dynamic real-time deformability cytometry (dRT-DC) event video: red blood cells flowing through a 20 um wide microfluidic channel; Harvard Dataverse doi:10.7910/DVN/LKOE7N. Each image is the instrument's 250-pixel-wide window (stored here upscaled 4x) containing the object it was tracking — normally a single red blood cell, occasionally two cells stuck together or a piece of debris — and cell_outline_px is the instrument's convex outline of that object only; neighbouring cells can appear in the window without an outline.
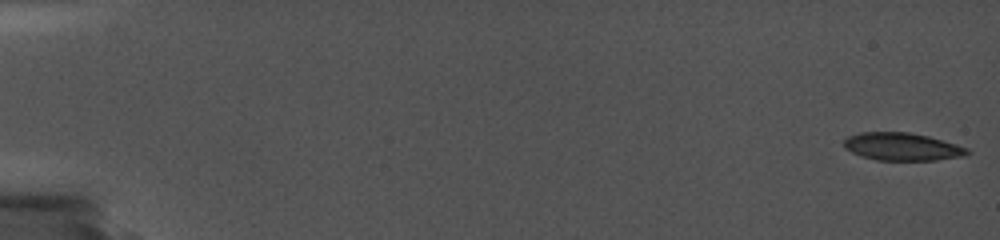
{"species": "common noctule bat (a hibernating species)", "species_latin": "Nyctalus noctula", "temperature_condition": "cold", "stored_images_in_passage": 24, "camera_frame_rate_fps": 5000, "um_per_image_px": 0.085, "animal": {"sex": "female", "body_mass_g": 19.0, "forearm_length_mm": 56.7}, "frame": {"image": 1, "passage_image": 1, "time_ms": 0.0, "image_size_px": [1000, 240], "cell_outline_px": [[972, 152], [964, 156], [936, 160], [876, 160], [860, 156], [844, 148], [844, 140], [848, 136], [860, 132], [908, 132], [928, 136], [956, 144], [968, 148]], "centroid_in_image_um": [76.68, 12.47], "position_along_channel_um": 8.3, "area_um2": 20.0}}
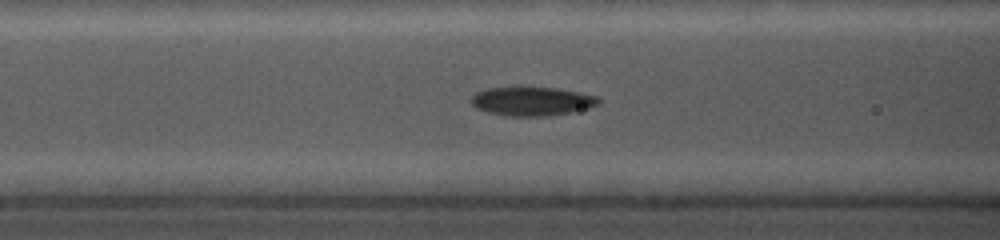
{"frame": {"image": 2, "passage_image": 16, "time_ms": 8.0, "image_size_px": [1000, 240], "cell_outline_px": [[600, 104], [568, 112], [548, 116], [508, 116], [488, 112], [476, 108], [472, 104], [472, 96], [476, 92], [488, 88], [520, 84], [556, 88], [580, 92], [596, 96], [600, 100]], "centroid_in_image_um": [45.16, 8.55], "position_along_channel_um": 121.4, "area_um2": 21.96}}
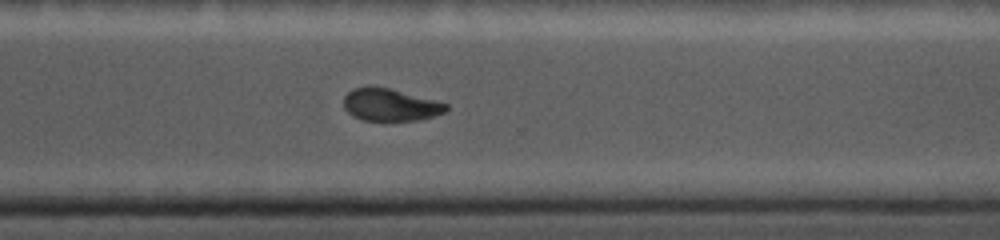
{"frame": {"image": 3, "passage_image": 24, "time_ms": 13.8, "image_size_px": [1000, 240], "cell_outline_px": [[448, 108], [444, 112], [432, 116], [416, 120], [364, 120], [352, 116], [344, 108], [344, 96], [352, 88], [392, 88], [448, 104]], "centroid_in_image_um": [33.16, 8.91], "position_along_channel_um": 337.4, "area_um2": 18.9}}